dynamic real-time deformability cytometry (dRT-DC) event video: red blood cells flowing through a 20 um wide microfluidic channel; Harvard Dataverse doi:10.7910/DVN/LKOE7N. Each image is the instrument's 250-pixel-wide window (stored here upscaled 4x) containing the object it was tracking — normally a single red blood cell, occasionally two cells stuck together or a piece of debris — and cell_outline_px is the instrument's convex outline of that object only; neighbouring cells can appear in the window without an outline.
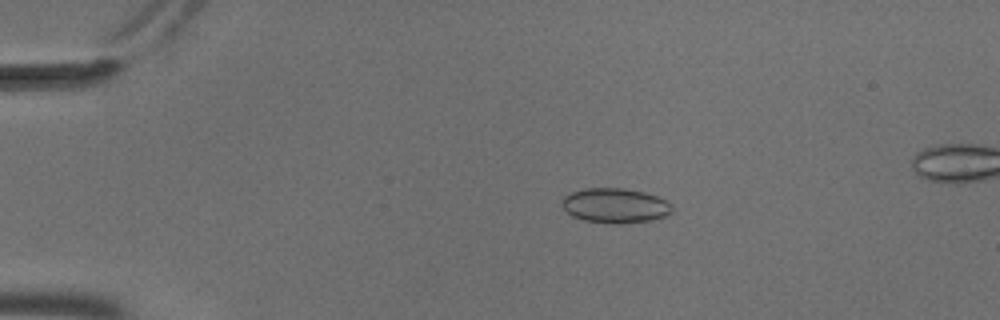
{"species": "common noctule bat (a hibernating species)", "species_latin": "Nyctalus noctula", "temperature_condition": "cold", "stored_images_in_passage": 56, "camera_frame_rate_fps": 3000, "um_per_image_px": 0.085, "animal": {"sex": "male", "body_mass_g": 18.8}, "frame": {"image": 1, "passage_image": 12, "time_ms": 3.667, "image_size_px": [1000, 320], "cell_outline_px": [[672, 212], [668, 216], [652, 220], [620, 224], [608, 224], [584, 220], [572, 216], [560, 204], [560, 200], [568, 192], [584, 188], [624, 188], [644, 192], [656, 196], [672, 204]], "centroid_in_image_um": [52.26, 17.48], "position_along_channel_um": 32.7, "area_um2": 22.72}}
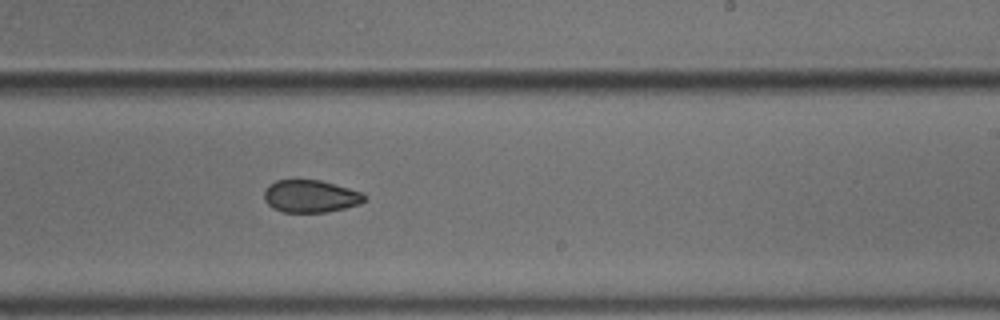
{"frame": {"image": 2, "passage_image": 35, "time_ms": 11.333, "image_size_px": [1000, 320], "cell_outline_px": [[368, 200], [360, 204], [328, 212], [284, 212], [272, 208], [264, 200], [264, 192], [268, 184], [276, 180], [320, 180], [348, 188], [360, 192], [368, 196]], "centroid_in_image_um": [26.4, 16.68], "position_along_channel_um": 262.6, "area_um2": 19.07}}
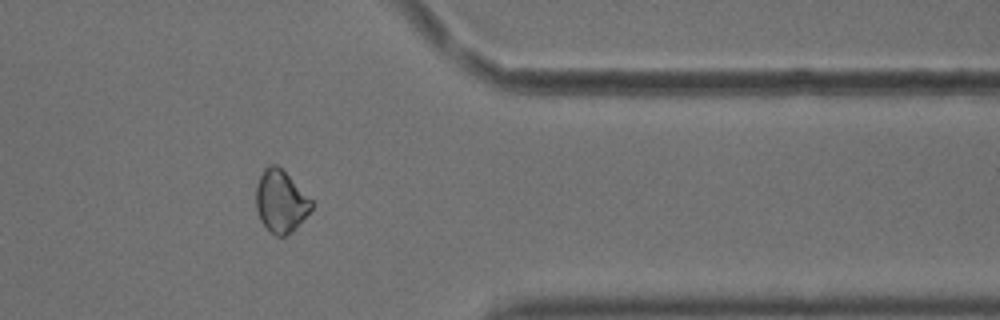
{"frame": {"image": 3, "passage_image": 46, "time_ms": 15.0, "image_size_px": [1000, 320], "cell_outline_px": [[312, 208], [296, 228], [284, 236], [276, 236], [260, 220], [256, 208], [256, 184], [264, 168], [268, 164], [276, 164], [312, 200]], "centroid_in_image_um": [23.84, 17.11], "position_along_channel_um": 387.6, "area_um2": 19.71}}